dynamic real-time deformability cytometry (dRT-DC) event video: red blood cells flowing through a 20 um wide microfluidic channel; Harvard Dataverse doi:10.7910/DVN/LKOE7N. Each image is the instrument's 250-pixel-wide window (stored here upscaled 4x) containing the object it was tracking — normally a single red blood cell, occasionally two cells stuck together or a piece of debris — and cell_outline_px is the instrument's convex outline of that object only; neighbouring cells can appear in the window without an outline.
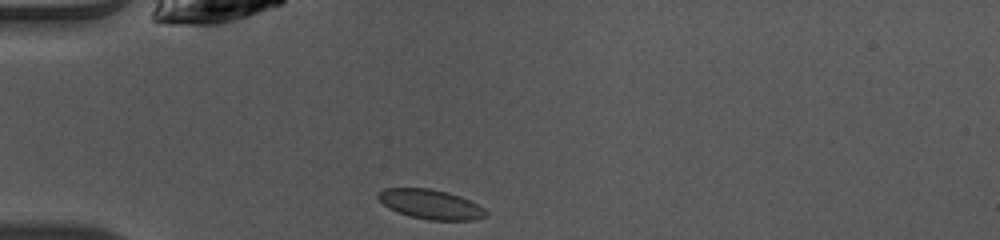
{"species": "common noctule bat (a hibernating species)", "species_latin": "Nyctalus noctula", "temperature_condition": "warm", "stored_images_in_passage": 37, "camera_frame_rate_fps": 3000, "um_per_image_px": 0.085, "animal": {"sex": "female", "body_mass_g": 10.0, "forearm_length_mm": 53.1}, "frame": {"image": 1, "passage_image": 1, "time_ms": 0.0, "image_size_px": [1000, 240], "cell_outline_px": [[488, 216], [476, 220], [428, 220], [412, 216], [388, 208], [376, 196], [376, 192], [384, 188], [428, 188], [448, 192], [460, 196], [484, 208], [488, 212]], "centroid_in_image_um": [36.61, 17.36], "position_along_channel_um": 48.4, "area_um2": 18.55}}
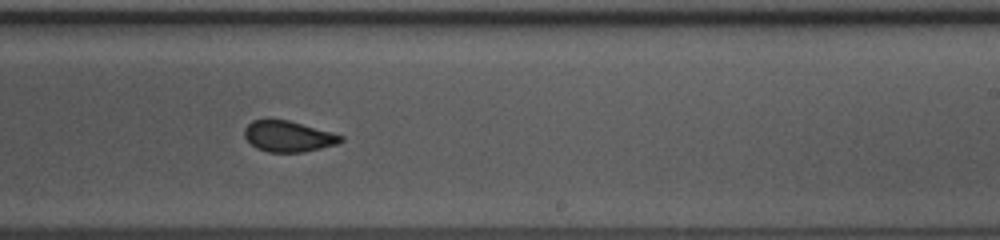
{"frame": {"image": 2, "passage_image": 18, "time_ms": 5.667, "image_size_px": [1000, 240], "cell_outline_px": [[344, 140], [336, 144], [304, 152], [268, 152], [256, 148], [244, 136], [244, 128], [252, 120], [268, 116], [288, 120], [332, 132], [344, 136]], "centroid_in_image_um": [24.46, 11.55], "position_along_channel_um": 264.5, "area_um2": 17.74}}
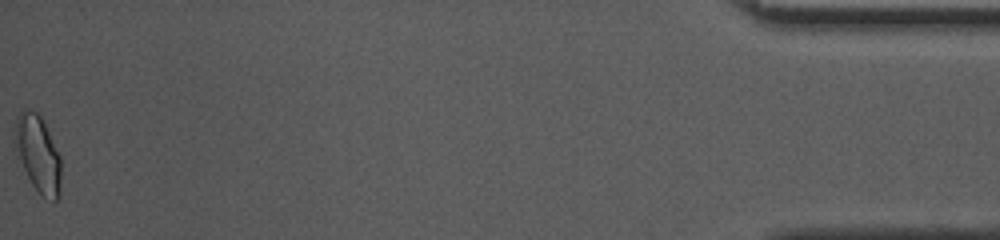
{"frame": {"image": 3, "passage_image": 37, "time_ms": 12.0, "image_size_px": [1000, 240], "cell_outline_px": [[60, 196], [56, 200], [52, 200], [44, 196], [32, 184], [24, 168], [12, 140], [16, 120], [20, 112], [24, 108], [28, 108], [36, 112], [44, 120], [60, 156]], "centroid_in_image_um": [3.22, 13.01], "position_along_channel_um": 432.0, "area_um2": 20.52}, "authors_computed_cell_mechanics": {"area_um2": 18.0336, "velocity_mm_per_s": 4.0659, "shape_relaxation_time_tau1_ms": 3.6124, "shape_relaxation_time_tau2_ms": 0.9493, "deformation_change_tau1": 0.0872, "deformation_change_tau2": 0.0346}}